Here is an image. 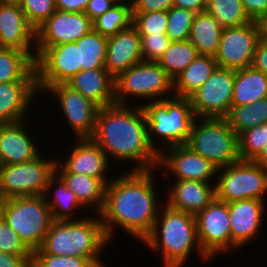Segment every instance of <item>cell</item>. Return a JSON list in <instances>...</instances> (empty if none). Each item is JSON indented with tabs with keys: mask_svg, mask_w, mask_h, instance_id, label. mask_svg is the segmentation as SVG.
<instances>
[{
	"mask_svg": "<svg viewBox=\"0 0 267 267\" xmlns=\"http://www.w3.org/2000/svg\"><path fill=\"white\" fill-rule=\"evenodd\" d=\"M156 170L123 171L121 176H112L106 185L104 206L99 215L110 242L117 235V226L141 242L151 232L163 205L158 201Z\"/></svg>",
	"mask_w": 267,
	"mask_h": 267,
	"instance_id": "cell-1",
	"label": "cell"
},
{
	"mask_svg": "<svg viewBox=\"0 0 267 267\" xmlns=\"http://www.w3.org/2000/svg\"><path fill=\"white\" fill-rule=\"evenodd\" d=\"M91 139L104 150L110 162L113 159L134 164L129 171L158 168L159 152L149 141L144 111L135 102L99 108Z\"/></svg>",
	"mask_w": 267,
	"mask_h": 267,
	"instance_id": "cell-2",
	"label": "cell"
},
{
	"mask_svg": "<svg viewBox=\"0 0 267 267\" xmlns=\"http://www.w3.org/2000/svg\"><path fill=\"white\" fill-rule=\"evenodd\" d=\"M163 208L160 207L153 228L142 245L161 254L163 267H184L195 249L199 258L211 261L200 247L195 215L172 209L165 203Z\"/></svg>",
	"mask_w": 267,
	"mask_h": 267,
	"instance_id": "cell-3",
	"label": "cell"
},
{
	"mask_svg": "<svg viewBox=\"0 0 267 267\" xmlns=\"http://www.w3.org/2000/svg\"><path fill=\"white\" fill-rule=\"evenodd\" d=\"M90 216L53 221L41 248L33 254L82 257L90 259L97 267H106L100 254L112 242L106 236L100 215Z\"/></svg>",
	"mask_w": 267,
	"mask_h": 267,
	"instance_id": "cell-4",
	"label": "cell"
},
{
	"mask_svg": "<svg viewBox=\"0 0 267 267\" xmlns=\"http://www.w3.org/2000/svg\"><path fill=\"white\" fill-rule=\"evenodd\" d=\"M139 105L144 111L149 141L155 150L161 153V149L187 144L196 118L189 98L172 96Z\"/></svg>",
	"mask_w": 267,
	"mask_h": 267,
	"instance_id": "cell-5",
	"label": "cell"
},
{
	"mask_svg": "<svg viewBox=\"0 0 267 267\" xmlns=\"http://www.w3.org/2000/svg\"><path fill=\"white\" fill-rule=\"evenodd\" d=\"M186 145L218 169L240 160L238 136L226 118L196 117Z\"/></svg>",
	"mask_w": 267,
	"mask_h": 267,
	"instance_id": "cell-6",
	"label": "cell"
},
{
	"mask_svg": "<svg viewBox=\"0 0 267 267\" xmlns=\"http://www.w3.org/2000/svg\"><path fill=\"white\" fill-rule=\"evenodd\" d=\"M114 85L115 104L128 105L138 98L146 103L174 96L173 80L153 61L139 62L121 72L114 78Z\"/></svg>",
	"mask_w": 267,
	"mask_h": 267,
	"instance_id": "cell-7",
	"label": "cell"
},
{
	"mask_svg": "<svg viewBox=\"0 0 267 267\" xmlns=\"http://www.w3.org/2000/svg\"><path fill=\"white\" fill-rule=\"evenodd\" d=\"M2 220L32 252L41 248L53 222L44 195L8 198Z\"/></svg>",
	"mask_w": 267,
	"mask_h": 267,
	"instance_id": "cell-8",
	"label": "cell"
},
{
	"mask_svg": "<svg viewBox=\"0 0 267 267\" xmlns=\"http://www.w3.org/2000/svg\"><path fill=\"white\" fill-rule=\"evenodd\" d=\"M216 198L226 203L243 199L265 200L267 195V168L252 160L220 168L215 182Z\"/></svg>",
	"mask_w": 267,
	"mask_h": 267,
	"instance_id": "cell-9",
	"label": "cell"
},
{
	"mask_svg": "<svg viewBox=\"0 0 267 267\" xmlns=\"http://www.w3.org/2000/svg\"><path fill=\"white\" fill-rule=\"evenodd\" d=\"M43 155L24 163L1 165L0 194L6 199L44 195L57 159Z\"/></svg>",
	"mask_w": 267,
	"mask_h": 267,
	"instance_id": "cell-10",
	"label": "cell"
},
{
	"mask_svg": "<svg viewBox=\"0 0 267 267\" xmlns=\"http://www.w3.org/2000/svg\"><path fill=\"white\" fill-rule=\"evenodd\" d=\"M50 98H56L60 111L69 131H73L75 139H91L95 130L99 106L85 98L79 91L72 89L66 83L50 85L44 92Z\"/></svg>",
	"mask_w": 267,
	"mask_h": 267,
	"instance_id": "cell-11",
	"label": "cell"
},
{
	"mask_svg": "<svg viewBox=\"0 0 267 267\" xmlns=\"http://www.w3.org/2000/svg\"><path fill=\"white\" fill-rule=\"evenodd\" d=\"M235 70L216 67L188 98L196 117L225 118L231 109Z\"/></svg>",
	"mask_w": 267,
	"mask_h": 267,
	"instance_id": "cell-12",
	"label": "cell"
},
{
	"mask_svg": "<svg viewBox=\"0 0 267 267\" xmlns=\"http://www.w3.org/2000/svg\"><path fill=\"white\" fill-rule=\"evenodd\" d=\"M195 217L198 241L202 251L212 261L219 254L231 253V221L228 203L215 198Z\"/></svg>",
	"mask_w": 267,
	"mask_h": 267,
	"instance_id": "cell-13",
	"label": "cell"
},
{
	"mask_svg": "<svg viewBox=\"0 0 267 267\" xmlns=\"http://www.w3.org/2000/svg\"><path fill=\"white\" fill-rule=\"evenodd\" d=\"M260 38V27L257 21L223 28L219 48L214 56L217 66L232 70L252 66Z\"/></svg>",
	"mask_w": 267,
	"mask_h": 267,
	"instance_id": "cell-14",
	"label": "cell"
},
{
	"mask_svg": "<svg viewBox=\"0 0 267 267\" xmlns=\"http://www.w3.org/2000/svg\"><path fill=\"white\" fill-rule=\"evenodd\" d=\"M37 87L44 92L50 85L66 83L81 71L76 42L47 47L35 61Z\"/></svg>",
	"mask_w": 267,
	"mask_h": 267,
	"instance_id": "cell-15",
	"label": "cell"
},
{
	"mask_svg": "<svg viewBox=\"0 0 267 267\" xmlns=\"http://www.w3.org/2000/svg\"><path fill=\"white\" fill-rule=\"evenodd\" d=\"M161 170L164 171V180L172 177L171 179L215 183L218 168L211 161L193 152L187 145H180L161 150L156 172Z\"/></svg>",
	"mask_w": 267,
	"mask_h": 267,
	"instance_id": "cell-16",
	"label": "cell"
},
{
	"mask_svg": "<svg viewBox=\"0 0 267 267\" xmlns=\"http://www.w3.org/2000/svg\"><path fill=\"white\" fill-rule=\"evenodd\" d=\"M93 30V21L84 12L56 10L36 29V58L49 46L76 42Z\"/></svg>",
	"mask_w": 267,
	"mask_h": 267,
	"instance_id": "cell-17",
	"label": "cell"
},
{
	"mask_svg": "<svg viewBox=\"0 0 267 267\" xmlns=\"http://www.w3.org/2000/svg\"><path fill=\"white\" fill-rule=\"evenodd\" d=\"M266 200L243 199L228 203L231 221V251H241L247 244L256 241L266 218ZM243 246V247H242Z\"/></svg>",
	"mask_w": 267,
	"mask_h": 267,
	"instance_id": "cell-18",
	"label": "cell"
},
{
	"mask_svg": "<svg viewBox=\"0 0 267 267\" xmlns=\"http://www.w3.org/2000/svg\"><path fill=\"white\" fill-rule=\"evenodd\" d=\"M36 29L29 23L20 4L0 2V48L28 53L36 61Z\"/></svg>",
	"mask_w": 267,
	"mask_h": 267,
	"instance_id": "cell-19",
	"label": "cell"
},
{
	"mask_svg": "<svg viewBox=\"0 0 267 267\" xmlns=\"http://www.w3.org/2000/svg\"><path fill=\"white\" fill-rule=\"evenodd\" d=\"M78 142V143H77ZM68 157L58 163L74 174H84L101 179L106 185L112 180L108 172L112 166L104 150L92 139H75V145ZM108 177V178H107Z\"/></svg>",
	"mask_w": 267,
	"mask_h": 267,
	"instance_id": "cell-20",
	"label": "cell"
},
{
	"mask_svg": "<svg viewBox=\"0 0 267 267\" xmlns=\"http://www.w3.org/2000/svg\"><path fill=\"white\" fill-rule=\"evenodd\" d=\"M25 123L27 119L0 123L1 165L32 161L41 154L40 148L36 146V141L32 138V131H27Z\"/></svg>",
	"mask_w": 267,
	"mask_h": 267,
	"instance_id": "cell-21",
	"label": "cell"
},
{
	"mask_svg": "<svg viewBox=\"0 0 267 267\" xmlns=\"http://www.w3.org/2000/svg\"><path fill=\"white\" fill-rule=\"evenodd\" d=\"M164 203L175 210L197 215L215 198V183L172 179Z\"/></svg>",
	"mask_w": 267,
	"mask_h": 267,
	"instance_id": "cell-22",
	"label": "cell"
},
{
	"mask_svg": "<svg viewBox=\"0 0 267 267\" xmlns=\"http://www.w3.org/2000/svg\"><path fill=\"white\" fill-rule=\"evenodd\" d=\"M142 61L141 37L133 25L107 39L105 69L114 78Z\"/></svg>",
	"mask_w": 267,
	"mask_h": 267,
	"instance_id": "cell-23",
	"label": "cell"
},
{
	"mask_svg": "<svg viewBox=\"0 0 267 267\" xmlns=\"http://www.w3.org/2000/svg\"><path fill=\"white\" fill-rule=\"evenodd\" d=\"M37 81L0 83V123L27 119L33 99L39 96Z\"/></svg>",
	"mask_w": 267,
	"mask_h": 267,
	"instance_id": "cell-24",
	"label": "cell"
},
{
	"mask_svg": "<svg viewBox=\"0 0 267 267\" xmlns=\"http://www.w3.org/2000/svg\"><path fill=\"white\" fill-rule=\"evenodd\" d=\"M66 84L100 108L115 104L114 77L105 68L80 71Z\"/></svg>",
	"mask_w": 267,
	"mask_h": 267,
	"instance_id": "cell-25",
	"label": "cell"
},
{
	"mask_svg": "<svg viewBox=\"0 0 267 267\" xmlns=\"http://www.w3.org/2000/svg\"><path fill=\"white\" fill-rule=\"evenodd\" d=\"M55 173L76 194L79 202L85 208H89V210L91 208V211L94 209L95 214H99L102 211L106 184L101 179L67 172L58 161L55 164Z\"/></svg>",
	"mask_w": 267,
	"mask_h": 267,
	"instance_id": "cell-26",
	"label": "cell"
},
{
	"mask_svg": "<svg viewBox=\"0 0 267 267\" xmlns=\"http://www.w3.org/2000/svg\"><path fill=\"white\" fill-rule=\"evenodd\" d=\"M51 191L53 195L52 193L50 194ZM44 197L50 207L53 221L77 220L84 217L83 215L79 216L77 211L83 208L85 210L86 208L79 202L76 194L66 186L56 173L49 178Z\"/></svg>",
	"mask_w": 267,
	"mask_h": 267,
	"instance_id": "cell-27",
	"label": "cell"
},
{
	"mask_svg": "<svg viewBox=\"0 0 267 267\" xmlns=\"http://www.w3.org/2000/svg\"><path fill=\"white\" fill-rule=\"evenodd\" d=\"M267 97V74L253 66L235 70L231 106L253 104Z\"/></svg>",
	"mask_w": 267,
	"mask_h": 267,
	"instance_id": "cell-28",
	"label": "cell"
},
{
	"mask_svg": "<svg viewBox=\"0 0 267 267\" xmlns=\"http://www.w3.org/2000/svg\"><path fill=\"white\" fill-rule=\"evenodd\" d=\"M223 28L206 11L195 13L189 41L196 47L199 55L215 56L221 41Z\"/></svg>",
	"mask_w": 267,
	"mask_h": 267,
	"instance_id": "cell-29",
	"label": "cell"
},
{
	"mask_svg": "<svg viewBox=\"0 0 267 267\" xmlns=\"http://www.w3.org/2000/svg\"><path fill=\"white\" fill-rule=\"evenodd\" d=\"M216 67L217 62L213 56L198 55L193 62L174 79V96L188 98L209 79Z\"/></svg>",
	"mask_w": 267,
	"mask_h": 267,
	"instance_id": "cell-30",
	"label": "cell"
},
{
	"mask_svg": "<svg viewBox=\"0 0 267 267\" xmlns=\"http://www.w3.org/2000/svg\"><path fill=\"white\" fill-rule=\"evenodd\" d=\"M37 81L35 60L26 52L0 48V83Z\"/></svg>",
	"mask_w": 267,
	"mask_h": 267,
	"instance_id": "cell-31",
	"label": "cell"
},
{
	"mask_svg": "<svg viewBox=\"0 0 267 267\" xmlns=\"http://www.w3.org/2000/svg\"><path fill=\"white\" fill-rule=\"evenodd\" d=\"M225 118L237 136L257 125L267 123V97L253 104L231 106Z\"/></svg>",
	"mask_w": 267,
	"mask_h": 267,
	"instance_id": "cell-32",
	"label": "cell"
},
{
	"mask_svg": "<svg viewBox=\"0 0 267 267\" xmlns=\"http://www.w3.org/2000/svg\"><path fill=\"white\" fill-rule=\"evenodd\" d=\"M198 55L196 47L189 40L173 41L157 63L174 81Z\"/></svg>",
	"mask_w": 267,
	"mask_h": 267,
	"instance_id": "cell-33",
	"label": "cell"
},
{
	"mask_svg": "<svg viewBox=\"0 0 267 267\" xmlns=\"http://www.w3.org/2000/svg\"><path fill=\"white\" fill-rule=\"evenodd\" d=\"M107 37L92 30L76 41L79 47L81 71L105 68Z\"/></svg>",
	"mask_w": 267,
	"mask_h": 267,
	"instance_id": "cell-34",
	"label": "cell"
},
{
	"mask_svg": "<svg viewBox=\"0 0 267 267\" xmlns=\"http://www.w3.org/2000/svg\"><path fill=\"white\" fill-rule=\"evenodd\" d=\"M133 25V9L130 3L118 2L93 21V30L104 37H111Z\"/></svg>",
	"mask_w": 267,
	"mask_h": 267,
	"instance_id": "cell-35",
	"label": "cell"
},
{
	"mask_svg": "<svg viewBox=\"0 0 267 267\" xmlns=\"http://www.w3.org/2000/svg\"><path fill=\"white\" fill-rule=\"evenodd\" d=\"M205 11L222 28L241 26L251 22L241 0H207Z\"/></svg>",
	"mask_w": 267,
	"mask_h": 267,
	"instance_id": "cell-36",
	"label": "cell"
},
{
	"mask_svg": "<svg viewBox=\"0 0 267 267\" xmlns=\"http://www.w3.org/2000/svg\"><path fill=\"white\" fill-rule=\"evenodd\" d=\"M267 142V123L257 125L238 136L240 160H253Z\"/></svg>",
	"mask_w": 267,
	"mask_h": 267,
	"instance_id": "cell-37",
	"label": "cell"
},
{
	"mask_svg": "<svg viewBox=\"0 0 267 267\" xmlns=\"http://www.w3.org/2000/svg\"><path fill=\"white\" fill-rule=\"evenodd\" d=\"M167 13L168 26L166 35L169 39L172 42L188 40L195 13L191 10L174 6Z\"/></svg>",
	"mask_w": 267,
	"mask_h": 267,
	"instance_id": "cell-38",
	"label": "cell"
},
{
	"mask_svg": "<svg viewBox=\"0 0 267 267\" xmlns=\"http://www.w3.org/2000/svg\"><path fill=\"white\" fill-rule=\"evenodd\" d=\"M133 26L139 35L166 33L168 13L167 11L133 13Z\"/></svg>",
	"mask_w": 267,
	"mask_h": 267,
	"instance_id": "cell-39",
	"label": "cell"
},
{
	"mask_svg": "<svg viewBox=\"0 0 267 267\" xmlns=\"http://www.w3.org/2000/svg\"><path fill=\"white\" fill-rule=\"evenodd\" d=\"M20 6L29 23L39 28L55 11V0H22Z\"/></svg>",
	"mask_w": 267,
	"mask_h": 267,
	"instance_id": "cell-40",
	"label": "cell"
},
{
	"mask_svg": "<svg viewBox=\"0 0 267 267\" xmlns=\"http://www.w3.org/2000/svg\"><path fill=\"white\" fill-rule=\"evenodd\" d=\"M34 267H97L90 259L52 254H32Z\"/></svg>",
	"mask_w": 267,
	"mask_h": 267,
	"instance_id": "cell-41",
	"label": "cell"
},
{
	"mask_svg": "<svg viewBox=\"0 0 267 267\" xmlns=\"http://www.w3.org/2000/svg\"><path fill=\"white\" fill-rule=\"evenodd\" d=\"M143 61L157 62L172 42L166 33L140 35Z\"/></svg>",
	"mask_w": 267,
	"mask_h": 267,
	"instance_id": "cell-42",
	"label": "cell"
},
{
	"mask_svg": "<svg viewBox=\"0 0 267 267\" xmlns=\"http://www.w3.org/2000/svg\"><path fill=\"white\" fill-rule=\"evenodd\" d=\"M0 251L11 255H32L18 234L4 221H0Z\"/></svg>",
	"mask_w": 267,
	"mask_h": 267,
	"instance_id": "cell-43",
	"label": "cell"
},
{
	"mask_svg": "<svg viewBox=\"0 0 267 267\" xmlns=\"http://www.w3.org/2000/svg\"><path fill=\"white\" fill-rule=\"evenodd\" d=\"M174 0H135L131 5L133 13L168 11Z\"/></svg>",
	"mask_w": 267,
	"mask_h": 267,
	"instance_id": "cell-44",
	"label": "cell"
},
{
	"mask_svg": "<svg viewBox=\"0 0 267 267\" xmlns=\"http://www.w3.org/2000/svg\"><path fill=\"white\" fill-rule=\"evenodd\" d=\"M118 3L117 0H90L84 13L94 21Z\"/></svg>",
	"mask_w": 267,
	"mask_h": 267,
	"instance_id": "cell-45",
	"label": "cell"
},
{
	"mask_svg": "<svg viewBox=\"0 0 267 267\" xmlns=\"http://www.w3.org/2000/svg\"><path fill=\"white\" fill-rule=\"evenodd\" d=\"M246 14L252 21H259L267 14V0H241Z\"/></svg>",
	"mask_w": 267,
	"mask_h": 267,
	"instance_id": "cell-46",
	"label": "cell"
},
{
	"mask_svg": "<svg viewBox=\"0 0 267 267\" xmlns=\"http://www.w3.org/2000/svg\"><path fill=\"white\" fill-rule=\"evenodd\" d=\"M32 255H11L0 251V267H29Z\"/></svg>",
	"mask_w": 267,
	"mask_h": 267,
	"instance_id": "cell-47",
	"label": "cell"
},
{
	"mask_svg": "<svg viewBox=\"0 0 267 267\" xmlns=\"http://www.w3.org/2000/svg\"><path fill=\"white\" fill-rule=\"evenodd\" d=\"M252 66L267 74V40L262 37L258 41Z\"/></svg>",
	"mask_w": 267,
	"mask_h": 267,
	"instance_id": "cell-48",
	"label": "cell"
},
{
	"mask_svg": "<svg viewBox=\"0 0 267 267\" xmlns=\"http://www.w3.org/2000/svg\"><path fill=\"white\" fill-rule=\"evenodd\" d=\"M90 0H55L56 10L71 13L84 12Z\"/></svg>",
	"mask_w": 267,
	"mask_h": 267,
	"instance_id": "cell-49",
	"label": "cell"
},
{
	"mask_svg": "<svg viewBox=\"0 0 267 267\" xmlns=\"http://www.w3.org/2000/svg\"><path fill=\"white\" fill-rule=\"evenodd\" d=\"M206 3L207 0H174L173 6L198 13L205 11Z\"/></svg>",
	"mask_w": 267,
	"mask_h": 267,
	"instance_id": "cell-50",
	"label": "cell"
},
{
	"mask_svg": "<svg viewBox=\"0 0 267 267\" xmlns=\"http://www.w3.org/2000/svg\"><path fill=\"white\" fill-rule=\"evenodd\" d=\"M254 163L267 168V142L263 146V149L260 153L252 160Z\"/></svg>",
	"mask_w": 267,
	"mask_h": 267,
	"instance_id": "cell-51",
	"label": "cell"
},
{
	"mask_svg": "<svg viewBox=\"0 0 267 267\" xmlns=\"http://www.w3.org/2000/svg\"><path fill=\"white\" fill-rule=\"evenodd\" d=\"M261 37L267 40V14L258 21Z\"/></svg>",
	"mask_w": 267,
	"mask_h": 267,
	"instance_id": "cell-52",
	"label": "cell"
},
{
	"mask_svg": "<svg viewBox=\"0 0 267 267\" xmlns=\"http://www.w3.org/2000/svg\"><path fill=\"white\" fill-rule=\"evenodd\" d=\"M6 198H4L1 194H0V221H2V217H3V210H4V206L6 203Z\"/></svg>",
	"mask_w": 267,
	"mask_h": 267,
	"instance_id": "cell-53",
	"label": "cell"
},
{
	"mask_svg": "<svg viewBox=\"0 0 267 267\" xmlns=\"http://www.w3.org/2000/svg\"><path fill=\"white\" fill-rule=\"evenodd\" d=\"M1 3L20 4L22 0H0Z\"/></svg>",
	"mask_w": 267,
	"mask_h": 267,
	"instance_id": "cell-54",
	"label": "cell"
},
{
	"mask_svg": "<svg viewBox=\"0 0 267 267\" xmlns=\"http://www.w3.org/2000/svg\"><path fill=\"white\" fill-rule=\"evenodd\" d=\"M118 2H124V3H129L132 4L135 0H117Z\"/></svg>",
	"mask_w": 267,
	"mask_h": 267,
	"instance_id": "cell-55",
	"label": "cell"
}]
</instances>
